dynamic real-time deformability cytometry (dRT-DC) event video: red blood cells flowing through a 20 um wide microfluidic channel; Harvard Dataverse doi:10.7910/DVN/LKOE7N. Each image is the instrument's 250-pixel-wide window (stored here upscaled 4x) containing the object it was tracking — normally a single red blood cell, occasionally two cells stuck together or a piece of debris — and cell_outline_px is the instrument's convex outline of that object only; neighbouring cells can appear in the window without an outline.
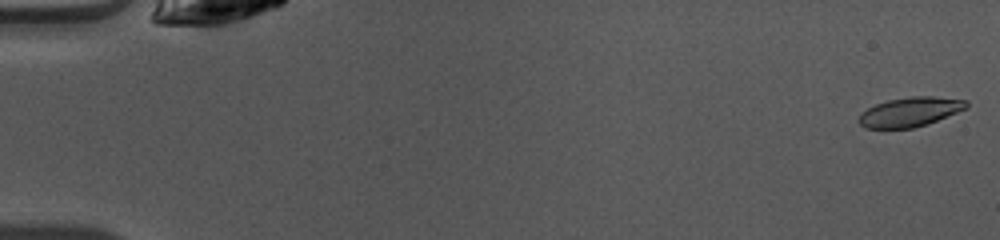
{"species": "common noctule bat (a hibernating species)", "species_latin": "Nyctalus noctula", "temperature_condition": "warm", "stored_images_in_passage": 49, "camera_frame_rate_fps": 3000, "um_per_image_px": 0.085, "animal": {"sex": "female", "body_mass_g": 10.0, "forearm_length_mm": 53.1}, "frame": {"image": 1, "passage_image": 1, "time_ms": 0.0, "image_size_px": [1000, 240], "cell_outline_px": [[968, 108], [936, 120], [912, 128], [864, 128], [856, 120], [860, 112], [876, 104], [888, 100], [912, 96], [932, 96], [968, 100]], "centroid_in_image_um": [77.32, 9.5], "position_along_channel_um": 7.7, "area_um2": 18.38}}
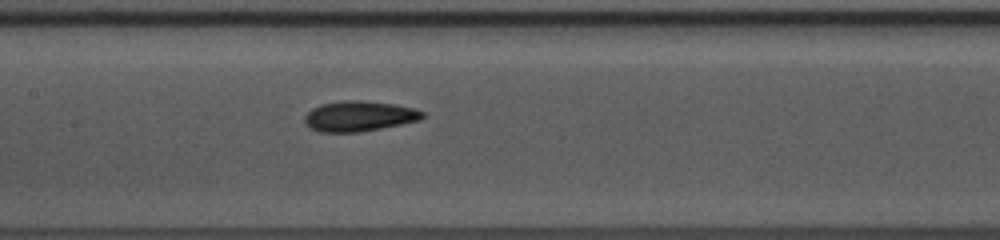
{"frame": {"image": 2, "passage_image": 24, "time_ms": 7.667, "image_size_px": [1000, 240], "cell_outline_px": [[424, 116], [420, 120], [360, 132], [320, 132], [308, 128], [304, 124], [304, 116], [312, 108], [320, 104], [348, 100], [356, 100], [396, 104], [412, 108], [424, 112]], "centroid_in_image_um": [30.47, 9.88], "position_along_channel_um": 176.9, "area_um2": 20.81}}
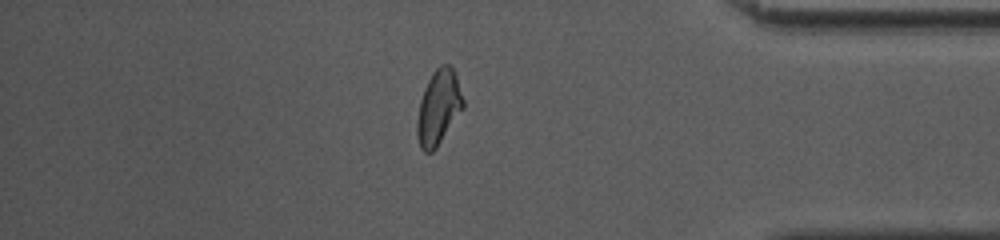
{"frame": {"image": 3, "passage_image": 42, "time_ms": 13.667, "image_size_px": [1000, 240], "cell_outline_px": [[464, 108], [436, 148], [432, 152], [424, 152], [420, 148], [416, 132], [416, 120], [420, 100], [424, 88], [432, 72], [440, 64], [448, 64], [456, 72], [464, 100]], "centroid_in_image_um": [37.28, 9.12], "position_along_channel_um": 397.9, "area_um2": 20.35}, "authors_computed_cell_mechanics": {"area_um2": 19.8254, "velocity_mm_per_s": 4.102, "shape_relaxation_time_tau1_ms": 3.0444, "shape_relaxation_time_tau2_ms": 3.237, "deformation_change_tau1": 0.1528, "deformation_change_tau2": 0.0603}}